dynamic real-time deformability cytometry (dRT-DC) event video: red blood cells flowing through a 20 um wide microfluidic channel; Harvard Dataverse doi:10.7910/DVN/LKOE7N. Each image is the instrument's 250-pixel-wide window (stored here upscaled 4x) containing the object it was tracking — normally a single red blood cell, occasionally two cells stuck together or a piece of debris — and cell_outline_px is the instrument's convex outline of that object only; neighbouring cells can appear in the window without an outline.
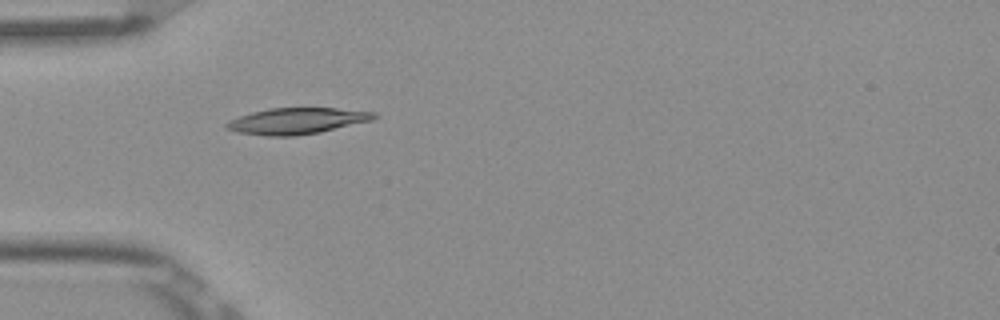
{"species": "Egyptian fruit bat (a non-hibernating species)", "species_latin": "Rousettus aegyptiacus", "temperature_condition": "room temperature", "stored_images_in_passage": 5, "camera_frame_rate_fps": 3000, "um_per_image_px": 0.085, "frame": {"image": 1, "passage_image": 4, "time_ms": 1.0, "image_size_px": [1000, 320], "cell_outline_px": [[376, 116], [372, 120], [320, 132], [296, 136], [268, 136], [236, 132], [228, 128], [224, 124], [228, 120], [252, 112], [268, 108], [336, 108], [376, 112]], "centroid_in_image_um": [25.21, 10.28], "position_along_channel_um": 59.8, "area_um2": 22.43}}
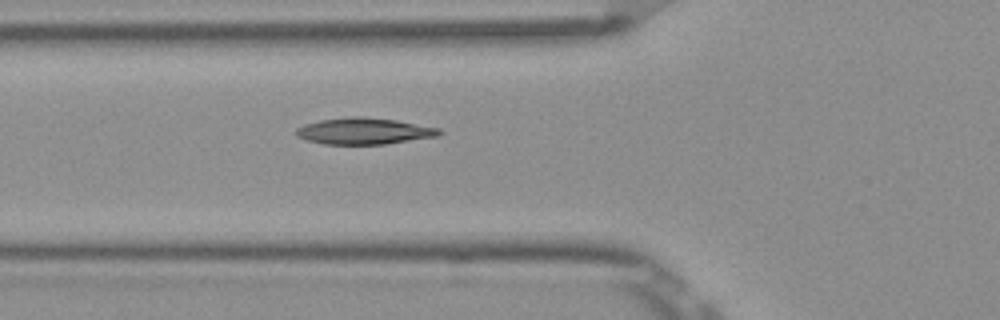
{"frame": {"image": 2, "passage_image": 5, "time_ms": 1.333, "image_size_px": [1000, 320], "cell_outline_px": [[444, 132], [436, 136], [384, 144], [324, 144], [304, 140], [296, 136], [296, 128], [304, 124], [320, 120], [352, 116], [360, 116], [396, 120], [440, 128]], "centroid_in_image_um": [30.91, 11.14], "position_along_channel_um": 94.9, "area_um2": 22.02}}